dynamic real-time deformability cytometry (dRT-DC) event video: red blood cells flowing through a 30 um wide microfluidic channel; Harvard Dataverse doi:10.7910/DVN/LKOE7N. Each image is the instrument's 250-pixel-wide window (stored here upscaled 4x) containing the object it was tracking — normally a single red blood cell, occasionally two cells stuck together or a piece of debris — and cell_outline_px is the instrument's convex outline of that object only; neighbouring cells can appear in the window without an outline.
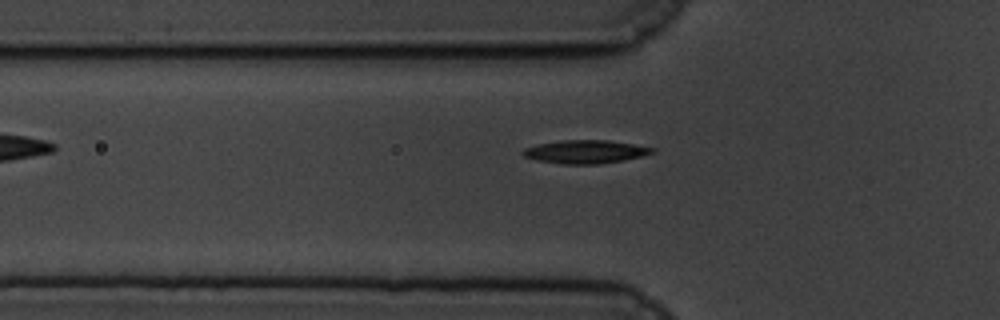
{"species": "common noctule bat (a hibernating species)", "species_latin": "Nyctalus noctula", "temperature_condition": "cold", "stored_images_in_passage": 40, "camera_frame_rate_fps": 3000, "um_per_image_px": 0.085, "animal": {"sex": "male", "body_mass_g": 19.5, "forearm_length_mm": 54.6}, "frame": {"image": 1, "passage_image": 5, "time_ms": 1.333, "image_size_px": [1000, 320], "cell_outline_px": [[656, 152], [644, 156], [624, 160], [600, 164], [560, 164], [536, 160], [524, 156], [520, 152], [524, 148], [536, 144], [564, 140], [608, 140], [656, 148]], "centroid_in_image_um": [49.76, 12.9], "position_along_channel_um": 76.0, "area_um2": 17.74}}
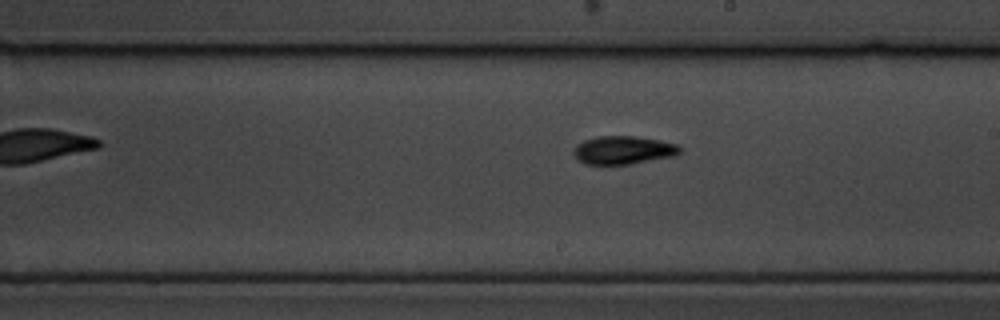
{"frame": {"image": 2, "passage_image": 19, "time_ms": 6.0, "image_size_px": [1000, 320], "cell_outline_px": [[684, 148], [676, 156], [632, 164], [584, 164], [572, 152], [584, 140], [600, 136], [632, 136], [660, 140], [676, 144]], "centroid_in_image_um": [53.06, 12.76], "position_along_channel_um": 235.9, "area_um2": 17.4}}
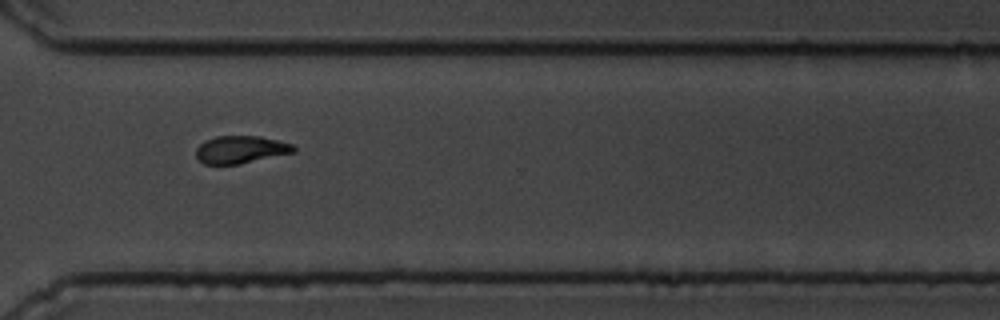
{"frame": {"image": 3, "passage_image": 29, "time_ms": 9.333, "image_size_px": [1000, 320], "cell_outline_px": [[296, 152], [240, 164], [204, 164], [196, 156], [196, 148], [200, 144], [216, 136], [260, 136], [292, 144], [296, 148]], "centroid_in_image_um": [20.48, 12.72], "position_along_channel_um": 350.1, "area_um2": 15.61}}